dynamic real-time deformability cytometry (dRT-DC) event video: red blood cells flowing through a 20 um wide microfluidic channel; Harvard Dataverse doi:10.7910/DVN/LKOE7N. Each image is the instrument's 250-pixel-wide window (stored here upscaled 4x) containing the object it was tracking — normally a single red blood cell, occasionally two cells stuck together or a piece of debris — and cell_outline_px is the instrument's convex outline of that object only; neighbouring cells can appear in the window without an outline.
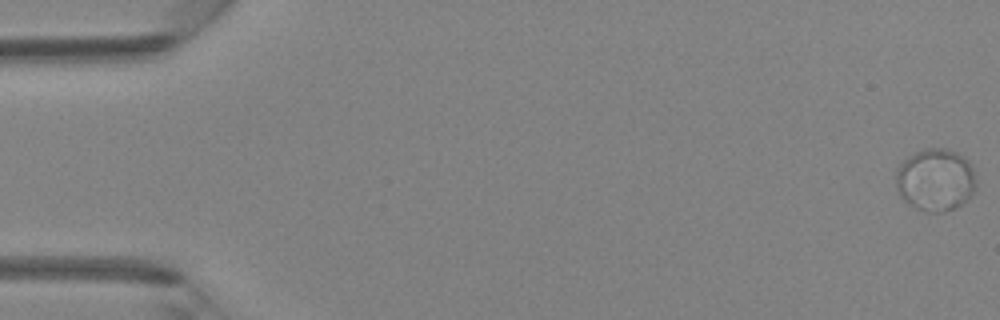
{"species": "Egyptian fruit bat (a non-hibernating species)", "species_latin": "Rousettus aegyptiacus", "temperature_condition": "room temperature", "stored_images_in_passage": 7, "camera_frame_rate_fps": 3000, "um_per_image_px": 0.085, "animal": {"sex": "female"}, "frame": {"image": 1, "passage_image": 1, "time_ms": 0.0, "image_size_px": [1000, 320], "cell_outline_px": [[972, 192], [956, 208], [944, 212], [924, 212], [908, 204], [904, 200], [896, 188], [896, 168], [904, 160], [916, 152], [928, 148], [944, 148], [956, 152], [964, 156], [968, 160], [972, 168]], "centroid_in_image_um": [79.45, 15.29], "position_along_channel_um": 5.6, "area_um2": 28.73}}